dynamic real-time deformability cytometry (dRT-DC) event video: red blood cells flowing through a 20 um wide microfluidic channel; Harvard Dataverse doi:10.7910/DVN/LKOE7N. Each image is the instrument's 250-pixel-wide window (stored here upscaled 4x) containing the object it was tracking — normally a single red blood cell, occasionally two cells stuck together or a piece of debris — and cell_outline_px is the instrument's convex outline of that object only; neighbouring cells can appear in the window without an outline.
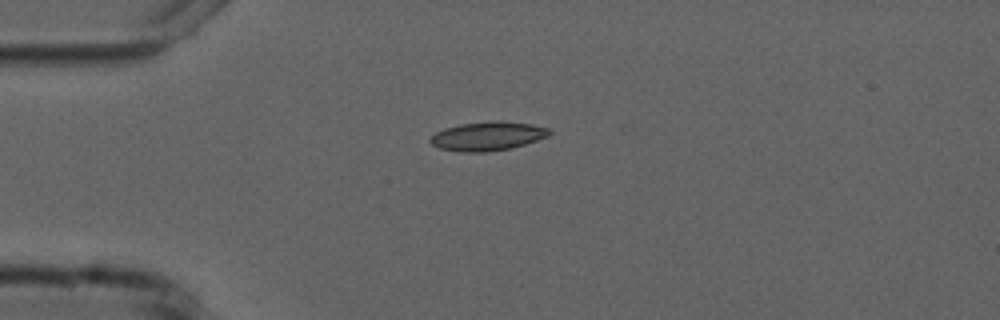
{"species": "common noctule bat (a hibernating species)", "species_latin": "Nyctalus noctula", "temperature_condition": "cold", "stored_images_in_passage": 3, "camera_frame_rate_fps": 3000, "um_per_image_px": 0.085, "animal": {"sex": "male", "forearm_length_mm": 52.5}, "frame": {"image": 1, "passage_image": 1, "time_ms": 0.0, "image_size_px": [1000, 320], "cell_outline_px": [[552, 132], [548, 136], [512, 148], [484, 152], [464, 152], [440, 148], [432, 144], [428, 140], [436, 132], [444, 128], [460, 124], [492, 120], [500, 120], [532, 124], [548, 128]], "centroid_in_image_um": [41.45, 11.56], "position_along_channel_um": 43.6, "area_um2": 20.06}}